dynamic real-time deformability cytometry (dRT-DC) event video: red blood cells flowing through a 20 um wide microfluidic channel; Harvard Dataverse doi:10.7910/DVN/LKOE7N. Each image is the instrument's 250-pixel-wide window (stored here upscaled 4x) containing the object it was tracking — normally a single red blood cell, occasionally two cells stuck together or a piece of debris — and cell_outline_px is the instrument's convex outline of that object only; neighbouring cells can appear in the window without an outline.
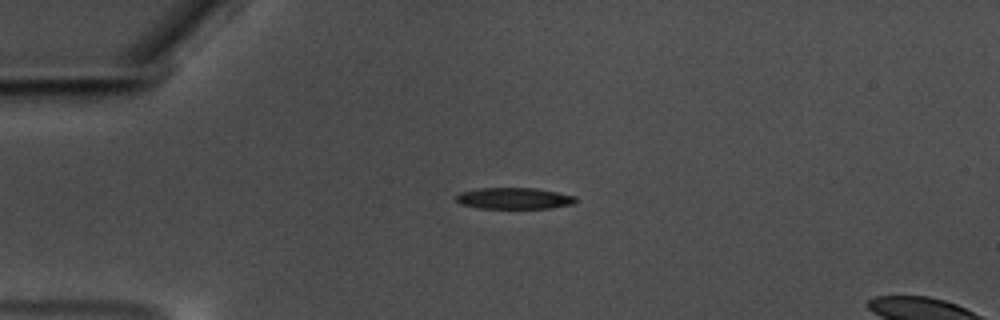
{"species": "common noctule bat (a hibernating species)", "species_latin": "Nyctalus noctula", "temperature_condition": "warm", "stored_images_in_passage": 46, "segment_of_instrument_passage": [1, 2], "camera_frame_rate_fps": 3000, "um_per_image_px": 0.085, "animal": {"sex": "male", "body_mass_g": 17.5, "forearm_length_mm": 52.3}, "frame": {"image": 1, "passage_image": 1, "time_ms": 0.0, "image_size_px": [1000, 320], "cell_outline_px": [[576, 200], [572, 204], [552, 208], [480, 208], [460, 204], [456, 200], [456, 196], [460, 192], [480, 188], [536, 188], [576, 196]], "centroid_in_image_um": [43.69, 16.86], "position_along_channel_um": 41.3, "area_um2": 14.8}}
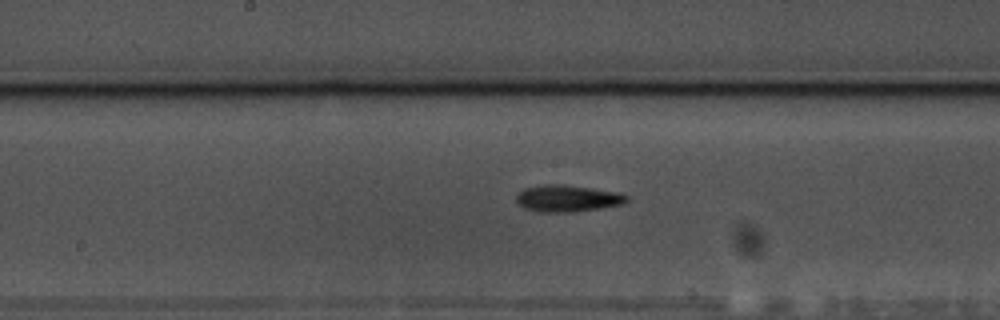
{"frame": {"image": 2, "passage_image": 17, "time_ms": 5.333, "image_size_px": [1000, 320], "cell_outline_px": [[628, 200], [624, 204], [572, 212], [540, 212], [524, 208], [516, 204], [516, 196], [524, 188], [544, 184], [564, 184], [592, 188], [616, 192], [628, 196]], "centroid_in_image_um": [48.2, 16.86], "position_along_channel_um": 200.0, "area_um2": 17.22}}
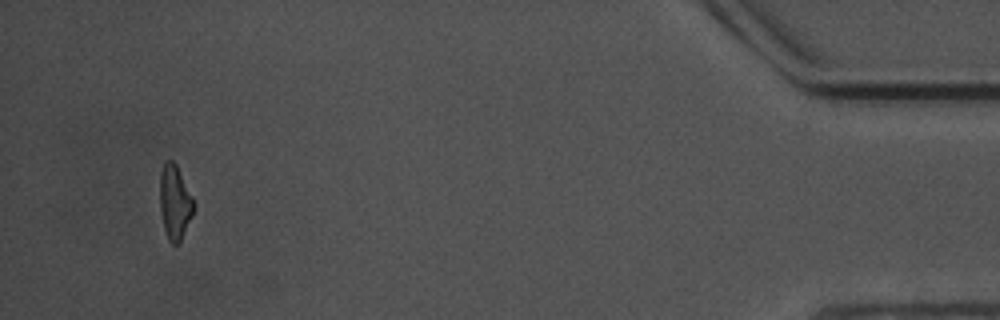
{"frame": {"image": 3, "passage_image": 42, "time_ms": 13.667, "image_size_px": [1000, 320], "cell_outline_px": [[192, 216], [180, 240], [176, 244], [172, 244], [168, 240], [164, 228], [160, 208], [160, 172], [164, 164], [168, 160], [172, 160], [176, 164], [192, 196]], "centroid_in_image_um": [14.83, 17.18], "position_along_channel_um": 420.4, "area_um2": 14.22}}